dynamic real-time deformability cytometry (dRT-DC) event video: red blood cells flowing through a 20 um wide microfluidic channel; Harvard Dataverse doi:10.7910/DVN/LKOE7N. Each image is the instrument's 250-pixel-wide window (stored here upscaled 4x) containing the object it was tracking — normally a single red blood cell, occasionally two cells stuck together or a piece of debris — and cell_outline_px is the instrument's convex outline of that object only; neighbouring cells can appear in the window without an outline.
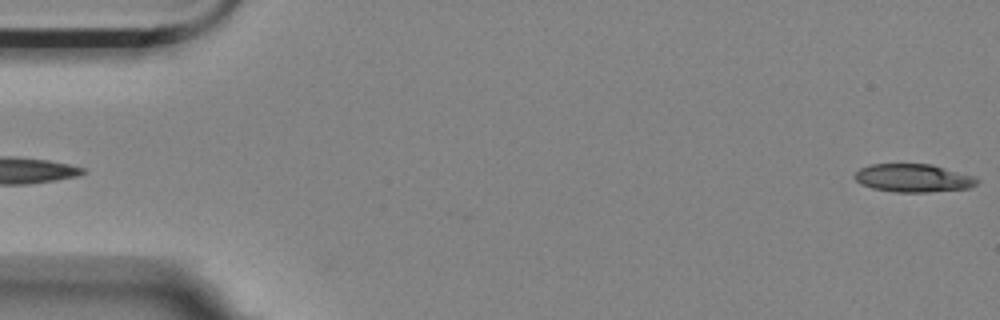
{"species": "Egyptian fruit bat (a non-hibernating species)", "species_latin": "Rousettus aegyptiacus", "temperature_condition": "room temperature", "stored_images_in_passage": 6, "camera_frame_rate_fps": 3000, "um_per_image_px": 0.085, "animal": {"sex": "female"}, "frame": {"image": 1, "passage_image": 1, "time_ms": 0.0, "image_size_px": [1000, 320], "cell_outline_px": [[980, 180], [976, 184], [968, 188], [928, 192], [896, 192], [872, 188], [860, 184], [852, 176], [860, 168], [872, 164], [932, 164], [976, 176]], "centroid_in_image_um": [77.63, 15.13], "position_along_channel_um": 7.4, "area_um2": 20.17}}
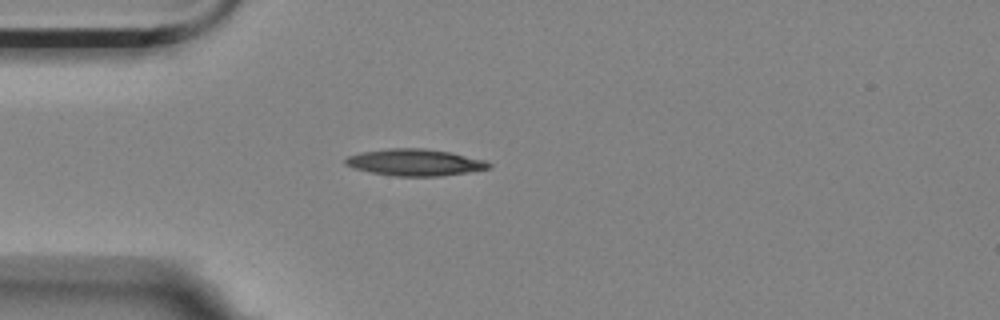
{"frame": {"image": 2, "passage_image": 5, "time_ms": 1.333, "image_size_px": [1000, 320], "cell_outline_px": [[492, 168], [444, 176], [396, 176], [372, 172], [352, 168], [344, 164], [344, 160], [348, 156], [360, 152], [388, 148], [424, 148], [452, 152], [488, 160], [492, 164]], "centroid_in_image_um": [35.32, 13.8], "position_along_channel_um": 49.7, "area_um2": 22.66}}